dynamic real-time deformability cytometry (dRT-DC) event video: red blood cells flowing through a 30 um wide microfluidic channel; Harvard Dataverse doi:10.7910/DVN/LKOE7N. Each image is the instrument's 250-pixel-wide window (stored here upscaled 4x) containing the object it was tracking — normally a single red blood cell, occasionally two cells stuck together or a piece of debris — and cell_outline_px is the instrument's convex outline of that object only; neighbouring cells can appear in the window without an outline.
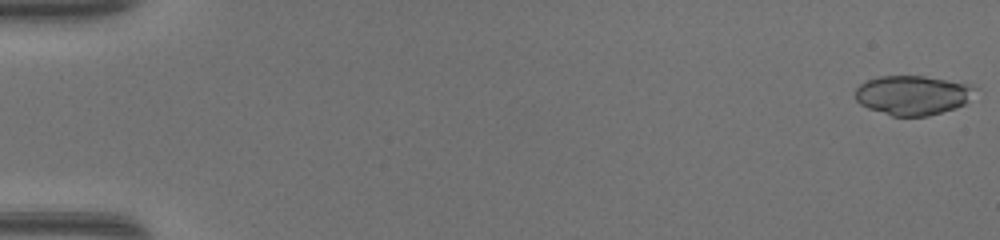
{"species": "common noctule bat (a hibernating species)", "species_latin": "Nyctalus noctula", "temperature_condition": "warm", "stored_images_in_passage": 7, "camera_frame_rate_fps": 3000, "um_per_image_px": 0.085, "animal": {"sex": "female", "body_mass_g": 17.0, "forearm_length_mm": 48.0}, "frame": {"image": 1, "passage_image": 1, "time_ms": 0.0, "image_size_px": [1000, 240], "cell_outline_px": [[980, 88], [964, 104], [956, 108], [928, 116], [892, 116], [868, 108], [860, 104], [856, 100], [856, 88], [860, 84], [868, 80], [880, 76], [924, 76], [972, 84]], "centroid_in_image_um": [77.62, 8.09], "position_along_channel_um": 7.4, "area_um2": 27.69}}